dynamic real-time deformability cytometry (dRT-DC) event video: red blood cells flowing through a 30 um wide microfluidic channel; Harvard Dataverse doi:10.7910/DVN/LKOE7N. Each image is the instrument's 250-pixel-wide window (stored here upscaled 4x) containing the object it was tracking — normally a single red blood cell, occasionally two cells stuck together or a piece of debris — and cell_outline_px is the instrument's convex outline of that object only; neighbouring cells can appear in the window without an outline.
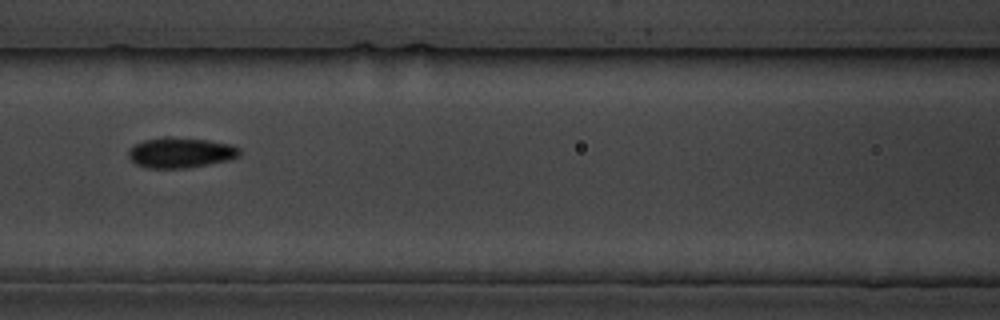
{"species": "common noctule bat (a hibernating species)", "species_latin": "Nyctalus noctula", "temperature_condition": "cold", "stored_images_in_passage": 7, "camera_frame_rate_fps": 3000, "um_per_image_px": 0.085, "animal": {"sex": "male", "body_mass_g": 19.5, "forearm_length_mm": 54.6}, "frame": {"image": 1, "passage_image": 4, "time_ms": 4.333, "image_size_px": [1000, 320], "cell_outline_px": [[240, 156], [228, 160], [188, 168], [148, 168], [136, 164], [128, 156], [128, 152], [136, 144], [144, 140], [164, 136], [172, 136], [208, 140], [232, 144], [240, 148]], "centroid_in_image_um": [15.38, 12.96], "position_along_channel_um": 151.2, "area_um2": 19.77}}
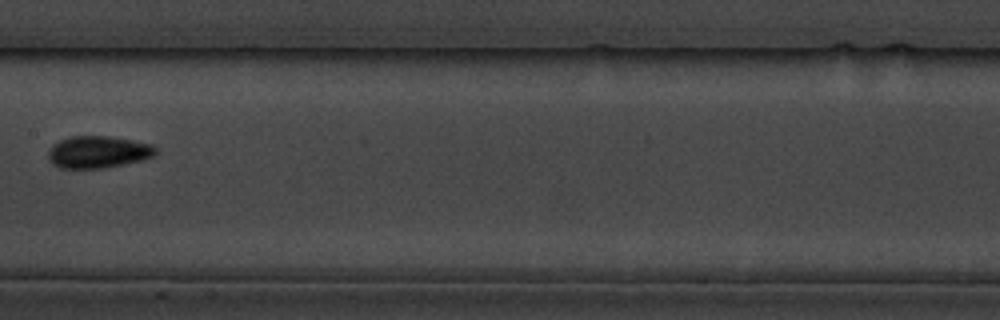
{"frame": {"image": 2, "passage_image": 5, "time_ms": 5.667, "image_size_px": [1000, 320], "cell_outline_px": [[156, 152], [152, 156], [140, 160], [104, 168], [60, 168], [52, 164], [48, 160], [48, 148], [52, 144], [60, 140], [72, 136], [108, 136], [132, 140], [152, 144], [156, 148]], "centroid_in_image_um": [8.28, 12.91], "position_along_channel_um": 199.1, "area_um2": 20.06}}